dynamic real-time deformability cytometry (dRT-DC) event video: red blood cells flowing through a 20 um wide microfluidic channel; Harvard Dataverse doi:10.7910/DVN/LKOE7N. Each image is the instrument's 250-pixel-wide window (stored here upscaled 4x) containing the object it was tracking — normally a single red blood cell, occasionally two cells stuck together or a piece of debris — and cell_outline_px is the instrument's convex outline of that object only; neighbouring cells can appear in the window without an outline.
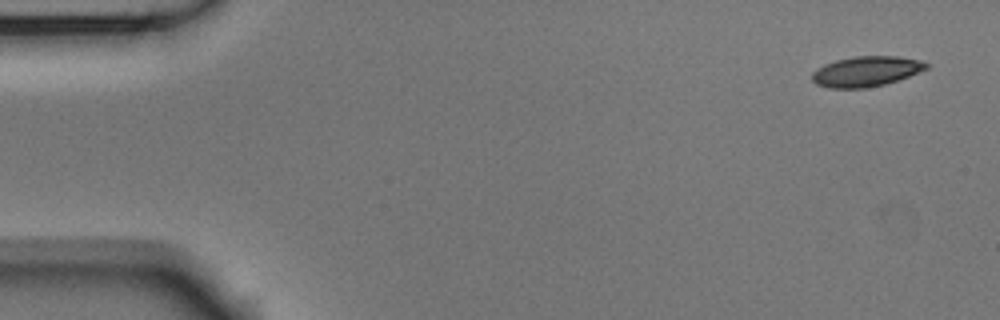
{"species": "Egyptian fruit bat (a non-hibernating species)", "species_latin": "Rousettus aegyptiacus", "temperature_condition": "room temperature", "stored_images_in_passage": 7, "camera_frame_rate_fps": 3000, "um_per_image_px": 0.085, "animal": {"sex": "male"}, "frame": {"image": 1, "passage_image": 1, "time_ms": 0.0, "image_size_px": [1000, 320], "cell_outline_px": [[932, 64], [928, 68], [908, 76], [884, 84], [864, 88], [828, 88], [816, 84], [812, 80], [812, 72], [824, 64], [836, 60], [856, 56], [896, 56], [920, 60]], "centroid_in_image_um": [73.62, 6.06], "position_along_channel_um": 11.4, "area_um2": 20.06}}
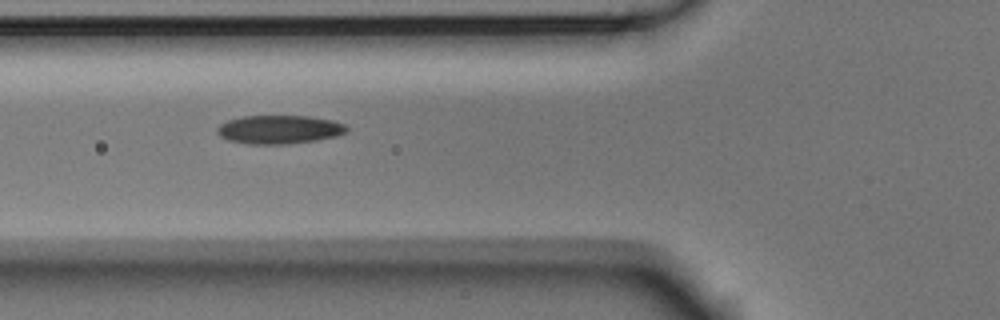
{"frame": {"image": 2, "passage_image": 6, "time_ms": 1.667, "image_size_px": [1000, 320], "cell_outline_px": [[348, 132], [336, 136], [316, 140], [288, 144], [248, 144], [228, 140], [220, 136], [216, 132], [216, 128], [220, 124], [228, 120], [244, 116], [308, 116], [332, 120], [344, 124], [348, 128]], "centroid_in_image_um": [23.73, 11.01], "position_along_channel_um": 102.1, "area_um2": 21.62}}
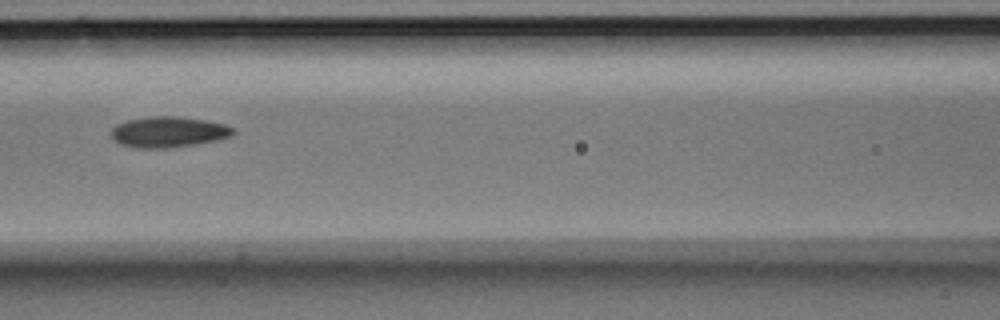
{"frame": {"image": 3, "passage_image": 7, "time_ms": 2.0, "image_size_px": [1000, 320], "cell_outline_px": [[236, 132], [232, 136], [216, 140], [192, 144], [164, 148], [136, 148], [120, 144], [112, 136], [112, 128], [116, 124], [128, 120], [148, 116], [176, 116], [204, 120], [224, 124], [232, 128]], "centroid_in_image_um": [14.3, 11.21], "position_along_channel_um": 152.3, "area_um2": 21.62}}